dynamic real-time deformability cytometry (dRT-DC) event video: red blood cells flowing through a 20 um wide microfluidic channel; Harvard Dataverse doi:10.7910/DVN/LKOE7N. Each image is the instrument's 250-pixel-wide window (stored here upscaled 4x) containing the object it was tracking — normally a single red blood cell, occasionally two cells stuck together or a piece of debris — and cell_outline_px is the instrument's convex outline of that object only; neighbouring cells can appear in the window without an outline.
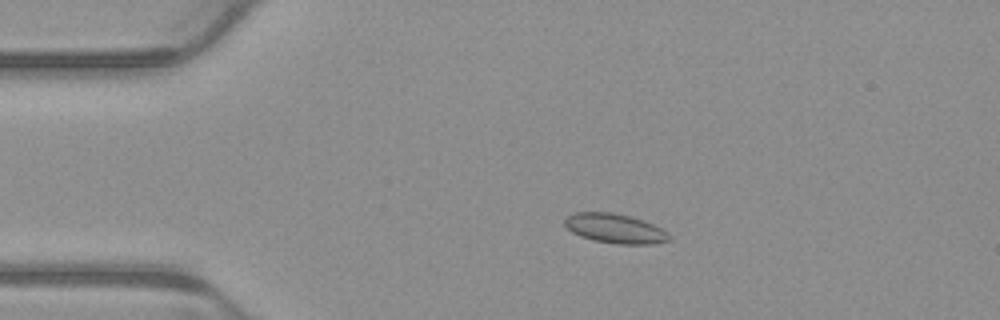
{"species": "common noctule bat (a hibernating species)", "species_latin": "Nyctalus noctula", "temperature_condition": "warm", "stored_images_in_passage": 5, "camera_frame_rate_fps": 3000, "um_per_image_px": 0.085, "animal": {"sex": "male", "body_mass_g": 23.1, "forearm_length_mm": 52.7}, "frame": {"image": 1, "passage_image": 3, "time_ms": 0.667, "image_size_px": [1000, 320], "cell_outline_px": [[672, 240], [652, 244], [616, 244], [592, 240], [580, 236], [572, 232], [564, 224], [564, 220], [572, 212], [612, 212], [644, 220], [668, 232], [672, 236]], "centroid_in_image_um": [52.29, 19.43], "position_along_channel_um": 32.7, "area_um2": 18.09}}
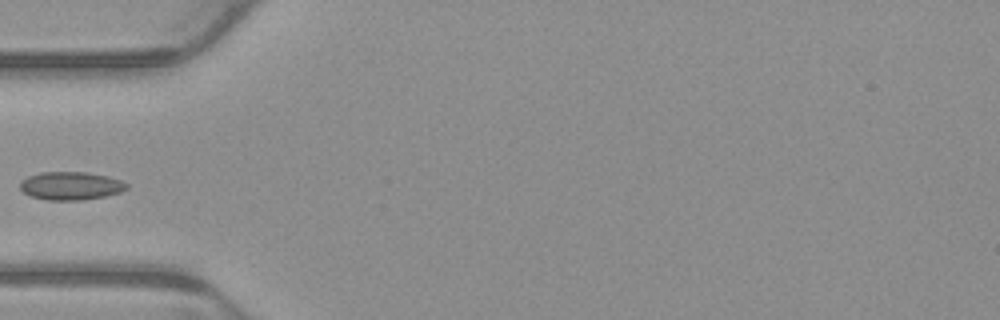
{"frame": {"image": 2, "passage_image": 5, "time_ms": 1.333, "image_size_px": [1000, 320], "cell_outline_px": [[128, 188], [120, 192], [104, 196], [80, 200], [48, 200], [32, 196], [24, 192], [20, 188], [20, 180], [28, 176], [40, 172], [88, 172], [108, 176], [120, 180], [128, 184]], "centroid_in_image_um": [6.01, 15.78], "position_along_channel_um": 79.0, "area_um2": 17.46}}